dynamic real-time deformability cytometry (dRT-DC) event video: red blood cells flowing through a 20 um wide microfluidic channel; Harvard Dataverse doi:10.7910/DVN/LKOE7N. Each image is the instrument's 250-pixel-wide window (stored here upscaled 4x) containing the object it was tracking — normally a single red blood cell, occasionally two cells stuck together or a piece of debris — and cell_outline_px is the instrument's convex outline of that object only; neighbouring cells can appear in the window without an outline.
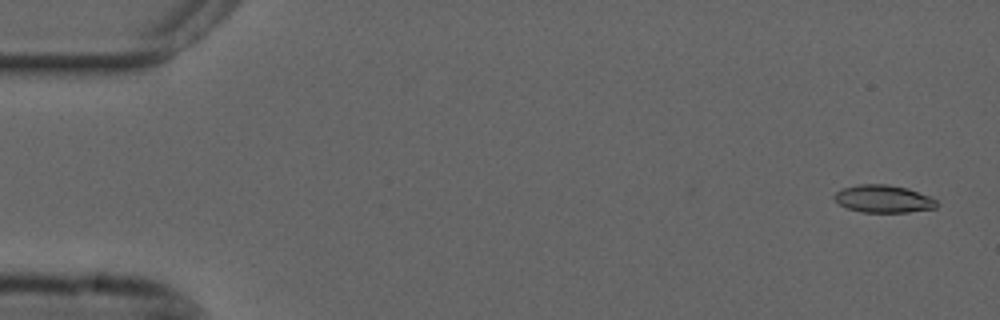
{"species": "common noctule bat (a hibernating species)", "species_latin": "Nyctalus noctula", "temperature_condition": "cold", "stored_images_in_passage": 56, "camera_frame_rate_fps": 3000, "um_per_image_px": 0.085, "animal": {"sex": "male", "forearm_length_mm": 52.5}, "frame": {"image": 1, "passage_image": 3, "time_ms": 0.667, "image_size_px": [1000, 320], "cell_outline_px": [[940, 204], [936, 208], [908, 212], [860, 212], [848, 208], [840, 204], [832, 196], [836, 192], [844, 188], [856, 184], [888, 184], [908, 188], [932, 196]], "centroid_in_image_um": [75.14, 16.89], "position_along_channel_um": 9.9, "area_um2": 16.65}}
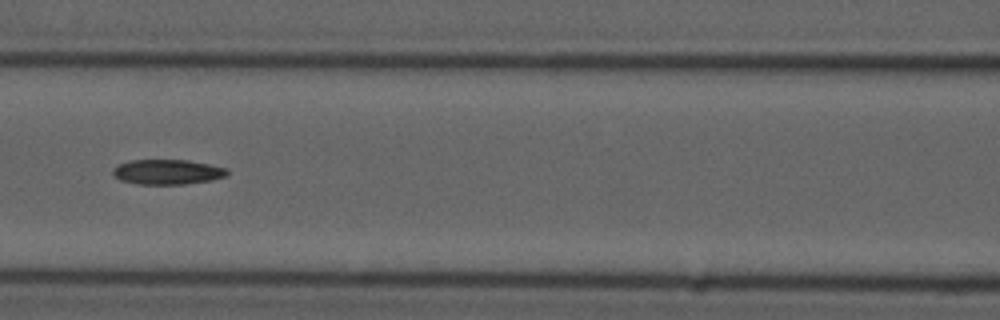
{"frame": {"image": 2, "passage_image": 25, "time_ms": 8.0, "image_size_px": [1000, 320], "cell_outline_px": [[228, 172], [224, 176], [212, 180], [184, 184], [140, 184], [120, 180], [112, 172], [120, 164], [132, 160], [188, 160], [228, 168]], "centroid_in_image_um": [14.27, 14.61], "position_along_channel_um": 152.3, "area_um2": 16.36}}
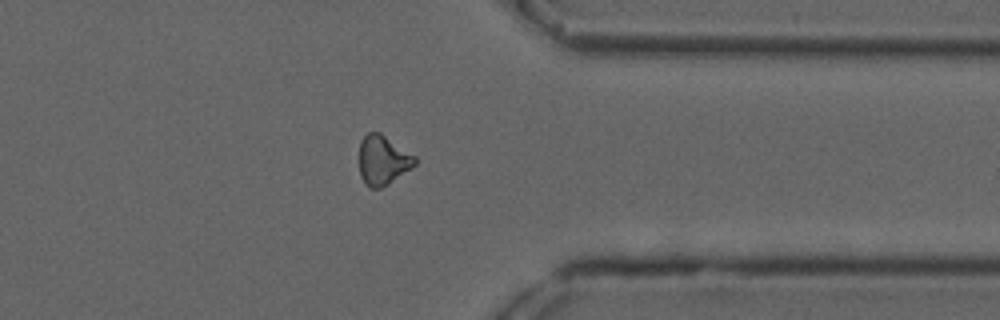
{"frame": {"image": 3, "passage_image": 44, "time_ms": 14.333, "image_size_px": [1000, 320], "cell_outline_px": [[416, 164], [412, 168], [388, 184], [380, 188], [368, 188], [360, 176], [360, 140], [368, 132], [380, 132], [416, 156]], "centroid_in_image_um": [32.55, 13.61], "position_along_channel_um": 378.9, "area_um2": 16.13}}